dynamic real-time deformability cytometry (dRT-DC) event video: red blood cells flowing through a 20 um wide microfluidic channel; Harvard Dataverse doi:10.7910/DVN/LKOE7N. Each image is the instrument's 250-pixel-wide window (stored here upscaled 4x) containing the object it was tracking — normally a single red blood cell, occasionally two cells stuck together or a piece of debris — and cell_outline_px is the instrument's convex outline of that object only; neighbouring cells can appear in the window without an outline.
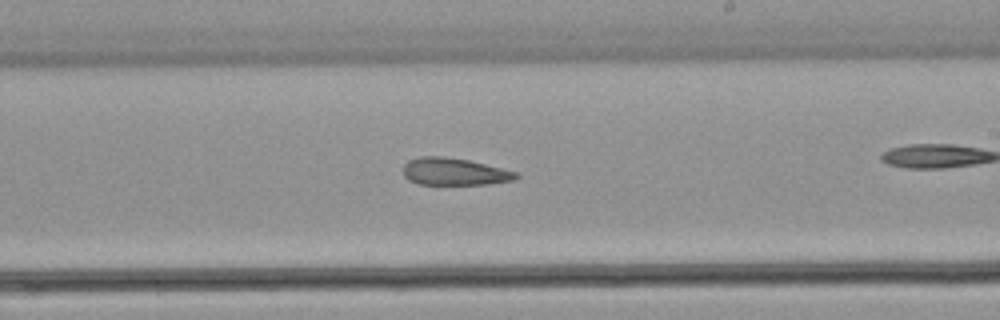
{"species": "common noctule bat (a hibernating species)", "species_latin": "Nyctalus noctula", "temperature_condition": "warm", "stored_images_in_passage": 17, "camera_frame_rate_fps": 3000, "um_per_image_px": 0.085, "animal": {"sex": "male", "body_mass_g": 21.5, "forearm_length_mm": 52.0}, "frame": {"image": 1, "passage_image": 10, "time_ms": 3.0, "image_size_px": [1000, 320], "cell_outline_px": [[520, 176], [512, 180], [488, 184], [420, 184], [408, 180], [404, 176], [404, 164], [408, 160], [420, 156], [444, 156], [468, 160], [516, 172]], "centroid_in_image_um": [38.57, 14.58], "position_along_channel_um": 250.4, "area_um2": 17.74}}